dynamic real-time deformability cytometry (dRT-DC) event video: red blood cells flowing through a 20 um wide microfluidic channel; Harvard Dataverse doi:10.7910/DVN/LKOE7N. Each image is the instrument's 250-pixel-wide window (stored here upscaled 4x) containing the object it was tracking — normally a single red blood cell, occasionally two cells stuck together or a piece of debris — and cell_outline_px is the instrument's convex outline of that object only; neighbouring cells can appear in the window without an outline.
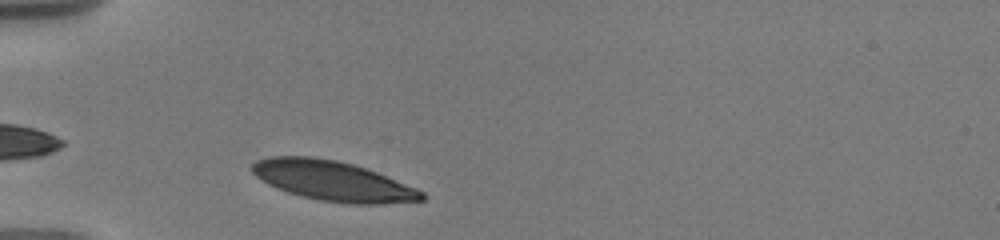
{"species": "human", "species_latin": "Homo sapiens", "temperature_condition": "warm", "stored_images_in_passage": 26, "camera_frame_rate_fps": 3000, "um_per_image_px": 0.085, "donor": {"sex": "male"}, "frame": {"image": 1, "passage_image": 1, "time_ms": 0.0, "image_size_px": [1000, 240], "cell_outline_px": [[424, 200], [384, 204], [348, 204], [316, 200], [300, 196], [276, 188], [268, 184], [256, 176], [252, 172], [252, 164], [256, 160], [268, 156], [312, 156], [336, 160], [352, 164], [376, 172], [416, 188], [424, 192]], "centroid_in_image_um": [28.26, 15.38], "position_along_channel_um": 56.7, "area_um2": 39.48}}
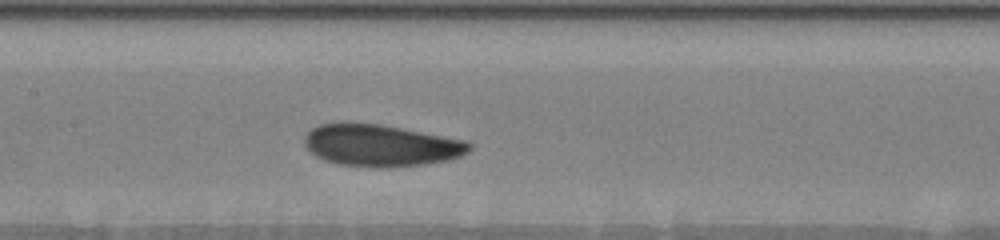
{"frame": {"image": 2, "passage_image": 7, "time_ms": 3.667, "image_size_px": [1000, 240], "cell_outline_px": [[472, 148], [468, 152], [452, 160], [424, 164], [388, 168], [376, 168], [340, 164], [324, 160], [316, 156], [304, 144], [304, 136], [312, 128], [320, 124], [344, 120], [380, 124], [464, 140], [472, 144]], "centroid_in_image_um": [32.35, 12.35], "position_along_channel_um": 175.1, "area_um2": 40.81}}
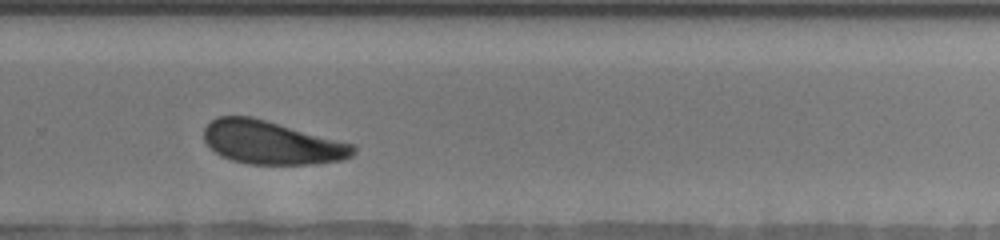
{"frame": {"image": 3, "passage_image": 15, "time_ms": 7.333, "image_size_px": [1000, 240], "cell_outline_px": [[356, 152], [352, 156], [340, 160], [316, 164], [248, 164], [232, 160], [220, 156], [204, 140], [204, 128], [216, 116], [252, 116], [352, 144], [356, 148]], "centroid_in_image_um": [23.06, 12.12], "position_along_channel_um": 306.7, "area_um2": 37.45}, "authors_computed_cell_mechanics": {"area_um2": 38.2925, "velocity_mm_per_s": 3.5994, "shape_relaxation_time_tau1_ms": 2.5637, "shape_relaxation_time_tau2_ms": null, "deformation_change_tau1": 0.0731, "deformation_change_tau2": null}}